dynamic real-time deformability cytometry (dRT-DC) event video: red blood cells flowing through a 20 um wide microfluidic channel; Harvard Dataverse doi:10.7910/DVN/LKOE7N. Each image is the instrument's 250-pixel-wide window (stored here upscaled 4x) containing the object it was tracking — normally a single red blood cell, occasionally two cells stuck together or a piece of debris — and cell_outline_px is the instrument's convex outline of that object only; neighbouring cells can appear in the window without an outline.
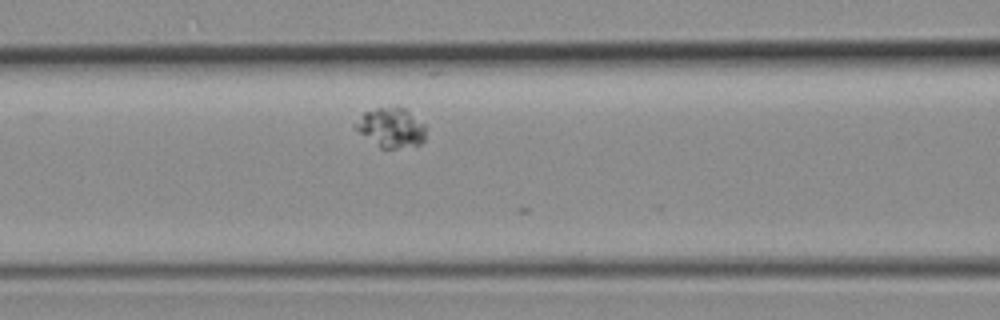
{"species": "common noctule bat (a hibernating species)", "species_latin": "Nyctalus noctula", "temperature_condition": "room temperature", "stored_images_in_passage": 6, "camera_frame_rate_fps": 3000, "um_per_image_px": 0.085, "animal": {"sex": "female", "body_mass_g": 19.3, "forearm_length_mm": 54.1}, "frame": {"image": 1, "passage_image": 5, "time_ms": 1.333, "image_size_px": [1000, 320], "cell_outline_px": [[428, 128], [424, 140], [420, 144], [396, 148], [380, 148], [352, 128], [352, 124], [364, 112], [376, 108], [396, 104], [404, 108], [424, 124]], "centroid_in_image_um": [33.22, 10.82], "position_along_channel_um": 133.4, "area_um2": 16.7}}